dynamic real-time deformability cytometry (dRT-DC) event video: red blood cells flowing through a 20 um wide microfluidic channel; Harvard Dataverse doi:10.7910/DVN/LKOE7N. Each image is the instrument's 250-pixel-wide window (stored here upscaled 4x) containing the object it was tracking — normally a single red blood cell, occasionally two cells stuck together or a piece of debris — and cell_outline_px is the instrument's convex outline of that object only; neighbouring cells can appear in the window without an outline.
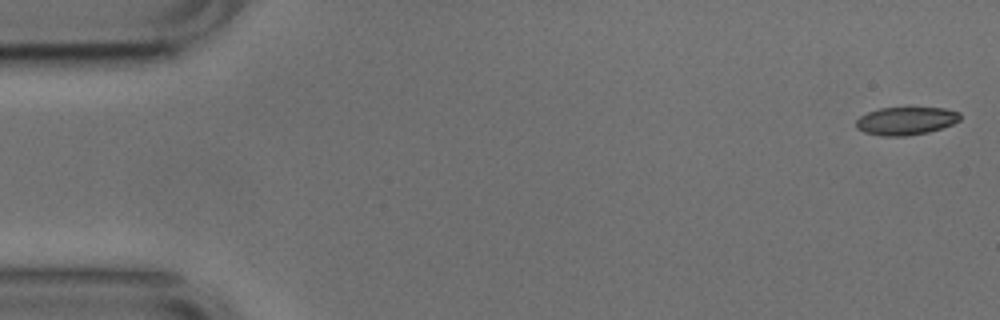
{"species": "common noctule bat (a hibernating species)", "species_latin": "Nyctalus noctula", "temperature_condition": "cold", "stored_images_in_passage": 51, "camera_frame_rate_fps": 3000, "um_per_image_px": 0.085, "animal": {"sex": "male", "body_mass_g": 17.9, "forearm_length_mm": 54.2}, "frame": {"image": 1, "passage_image": 1, "time_ms": 0.0, "image_size_px": [1000, 320], "cell_outline_px": [[960, 120], [952, 124], [928, 132], [904, 136], [880, 136], [864, 132], [856, 128], [856, 120], [860, 116], [868, 112], [880, 108], [944, 108], [960, 112]], "centroid_in_image_um": [76.98, 10.28], "position_along_channel_um": 8.0, "area_um2": 16.88}}
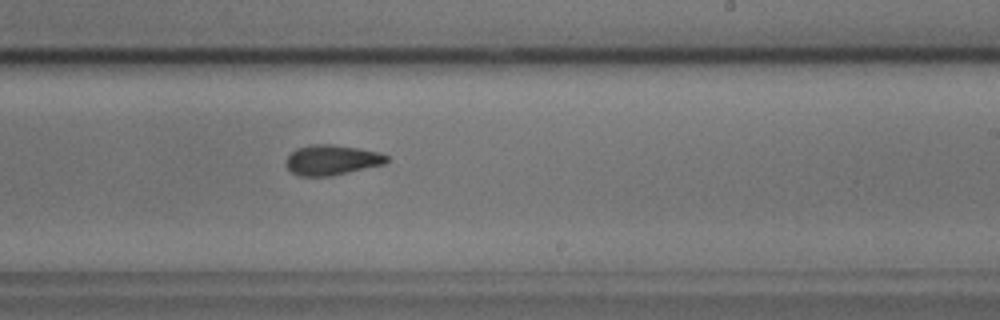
{"frame": {"image": 2, "passage_image": 31, "time_ms": 10.0, "image_size_px": [1000, 320], "cell_outline_px": [[388, 160], [384, 164], [332, 176], [300, 176], [292, 172], [288, 168], [288, 156], [296, 148], [312, 144], [332, 144], [380, 152], [388, 156]], "centroid_in_image_um": [28.23, 13.6], "position_along_channel_um": 260.8, "area_um2": 17.51}}
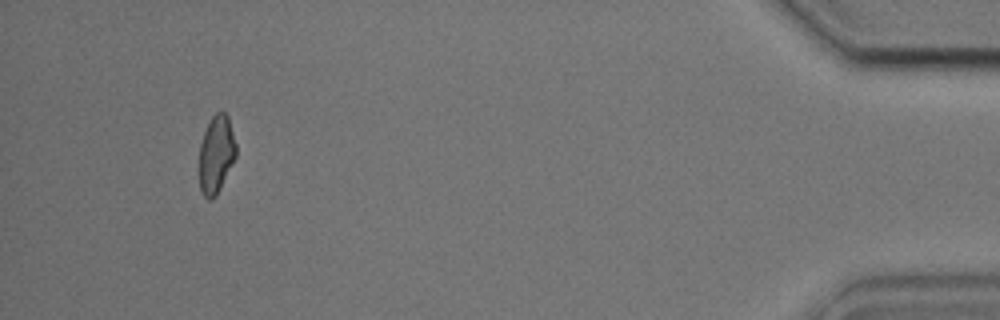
{"frame": {"image": 3, "passage_image": 49, "time_ms": 16.0, "image_size_px": [1000, 320], "cell_outline_px": [[236, 156], [216, 196], [212, 200], [208, 200], [204, 196], [200, 188], [200, 144], [204, 132], [212, 116], [216, 112], [224, 112], [228, 116], [236, 144]], "centroid_in_image_um": [18.38, 13.12], "position_along_channel_um": 416.8, "area_um2": 16.47}, "authors_computed_cell_mechanics": {"area_um2": 17.8024, "velocity_mm_per_s": 3.7862, "shape_relaxation_time_tau1_ms": 3.1518, "shape_relaxation_time_tau2_ms": 3.4037, "deformation_change_tau1": 0.1113, "deformation_change_tau2": 0.0945}}